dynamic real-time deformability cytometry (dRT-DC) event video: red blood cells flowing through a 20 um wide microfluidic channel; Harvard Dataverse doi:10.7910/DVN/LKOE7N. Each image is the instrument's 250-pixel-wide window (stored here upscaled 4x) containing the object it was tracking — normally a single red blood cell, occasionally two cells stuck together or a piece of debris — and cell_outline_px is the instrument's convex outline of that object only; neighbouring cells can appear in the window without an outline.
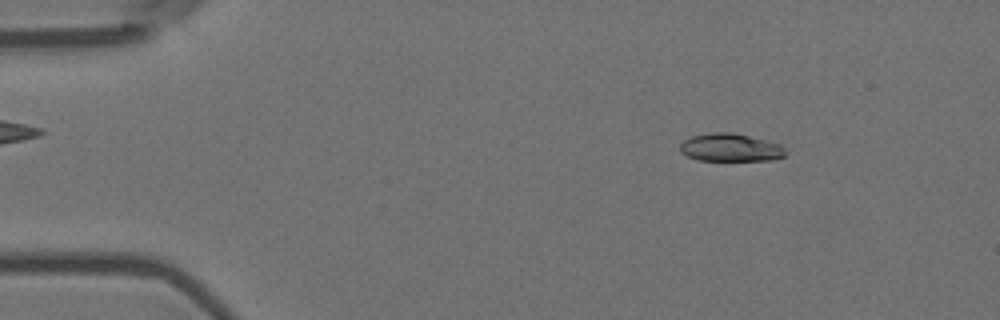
{"species": "Egyptian fruit bat (a non-hibernating species)", "species_latin": "Rousettus aegyptiacus", "temperature_condition": "room temperature", "stored_images_in_passage": 6, "camera_frame_rate_fps": 3000, "um_per_image_px": 0.085, "animal": {"sex": "female"}, "frame": {"image": 1, "passage_image": 2, "time_ms": 0.333, "image_size_px": [1000, 320], "cell_outline_px": [[788, 152], [784, 156], [768, 160], [696, 160], [680, 152], [680, 144], [684, 140], [692, 136], [712, 132], [732, 132], [780, 144]], "centroid_in_image_um": [62.07, 12.54], "position_along_channel_um": 22.9, "area_um2": 17.05}}
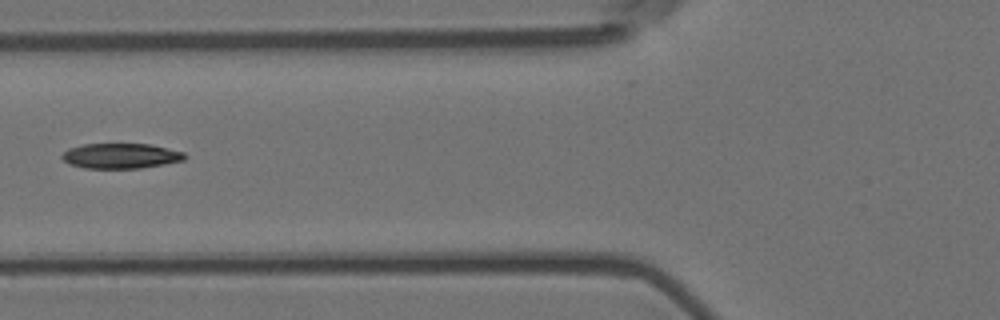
{"frame": {"image": 2, "passage_image": 6, "time_ms": 1.667, "image_size_px": [1000, 320], "cell_outline_px": [[188, 156], [184, 160], [164, 164], [140, 168], [84, 168], [68, 164], [60, 156], [68, 148], [84, 144], [148, 144], [168, 148], [184, 152]], "centroid_in_image_um": [10.26, 13.25], "position_along_channel_um": 115.5, "area_um2": 18.03}}